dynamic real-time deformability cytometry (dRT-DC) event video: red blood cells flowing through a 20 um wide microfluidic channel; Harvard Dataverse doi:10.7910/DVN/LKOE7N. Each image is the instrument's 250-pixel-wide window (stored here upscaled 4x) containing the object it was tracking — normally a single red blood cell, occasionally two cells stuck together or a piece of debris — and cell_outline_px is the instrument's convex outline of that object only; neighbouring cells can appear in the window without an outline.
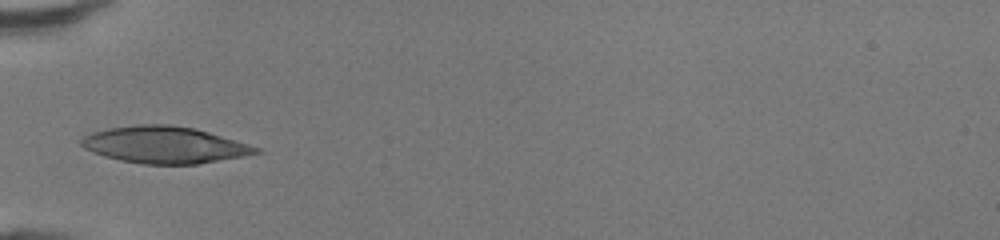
{"species": "human", "species_latin": "Homo sapiens", "temperature_condition": "room temperature", "stored_images_in_passage": 31, "camera_frame_rate_fps": 3000, "um_per_image_px": 0.085, "donor": {"sex": "female"}, "frame": {"image": 1, "passage_image": 1, "time_ms": 0.0, "image_size_px": [1000, 240], "cell_outline_px": [[260, 152], [244, 156], [196, 164], [144, 164], [120, 160], [104, 156], [92, 152], [84, 148], [80, 144], [80, 140], [84, 136], [92, 132], [108, 128], [140, 124], [168, 124], [196, 128], [260, 148]], "centroid_in_image_um": [13.95, 12.31], "position_along_channel_um": 71.1, "area_um2": 37.22}}
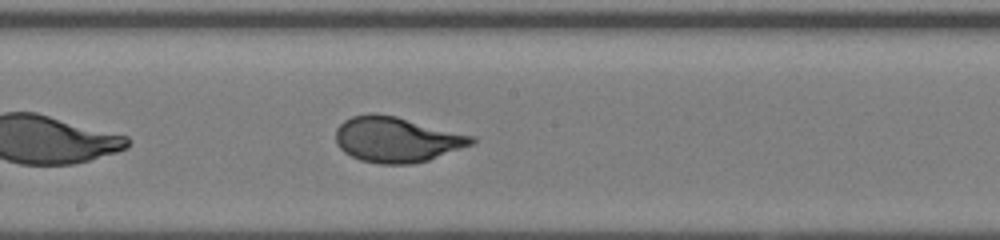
{"frame": {"image": 2, "passage_image": 11, "time_ms": 3.333, "image_size_px": [1000, 240], "cell_outline_px": [[476, 140], [472, 144], [428, 160], [412, 164], [380, 164], [360, 160], [344, 152], [336, 144], [336, 128], [344, 120], [352, 116], [372, 112], [396, 116], [476, 136]], "centroid_in_image_um": [33.7, 11.85], "position_along_channel_um": 214.5, "area_um2": 36.01}}
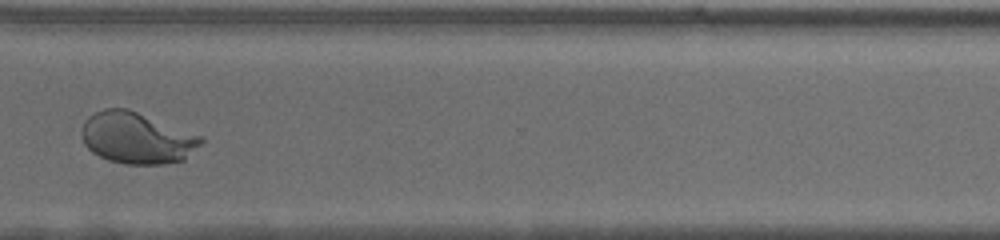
{"frame": {"image": 3, "passage_image": 21, "time_ms": 6.667, "image_size_px": [1000, 240], "cell_outline_px": [[204, 140], [184, 160], [164, 164], [124, 164], [108, 160], [92, 152], [84, 144], [80, 132], [80, 128], [84, 120], [88, 116], [104, 108], [128, 108], [204, 136]], "centroid_in_image_um": [11.61, 11.71], "position_along_channel_um": 359.0, "area_um2": 36.13}, "authors_computed_cell_mechanics": {"area_um2": 36.0094, "velocity_mm_per_s": 4.3331, "shape_relaxation_time_tau1_ms": 3.4391, "shape_relaxation_time_tau2_ms": null, "deformation_change_tau1": 0.2131, "deformation_change_tau2": null}}